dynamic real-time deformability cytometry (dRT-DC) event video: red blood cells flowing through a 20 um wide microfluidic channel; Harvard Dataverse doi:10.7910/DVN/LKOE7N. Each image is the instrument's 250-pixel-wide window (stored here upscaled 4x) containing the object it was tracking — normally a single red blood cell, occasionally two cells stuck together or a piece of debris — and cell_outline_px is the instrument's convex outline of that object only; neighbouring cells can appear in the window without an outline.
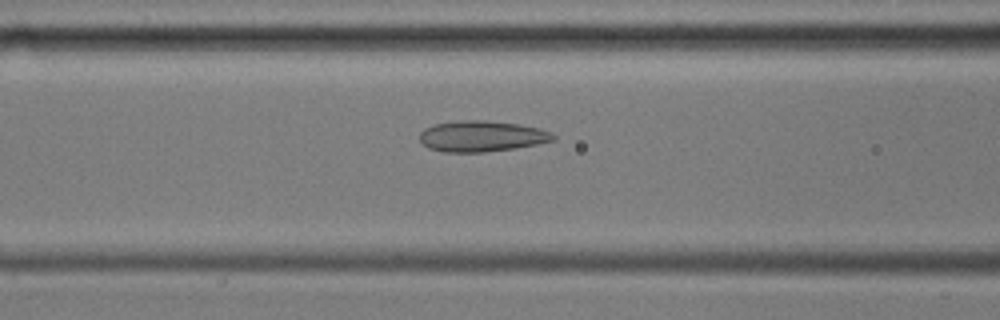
{"species": "common noctule bat (a hibernating species)", "species_latin": "Nyctalus noctula", "temperature_condition": "cold", "stored_images_in_passage": 45, "camera_frame_rate_fps": 3000, "um_per_image_px": 0.085, "animal": {"sex": "male", "body_mass_g": 17.9, "forearm_length_mm": 54.2}, "frame": {"image": 1, "passage_image": 11, "time_ms": 3.333, "image_size_px": [1000, 320], "cell_outline_px": [[556, 140], [516, 148], [484, 152], [444, 152], [428, 148], [420, 144], [420, 132], [424, 128], [432, 124], [460, 120], [484, 120], [516, 124], [540, 128], [552, 132], [556, 136]], "centroid_in_image_um": [40.92, 11.58], "position_along_channel_um": 125.7, "area_um2": 24.28}}
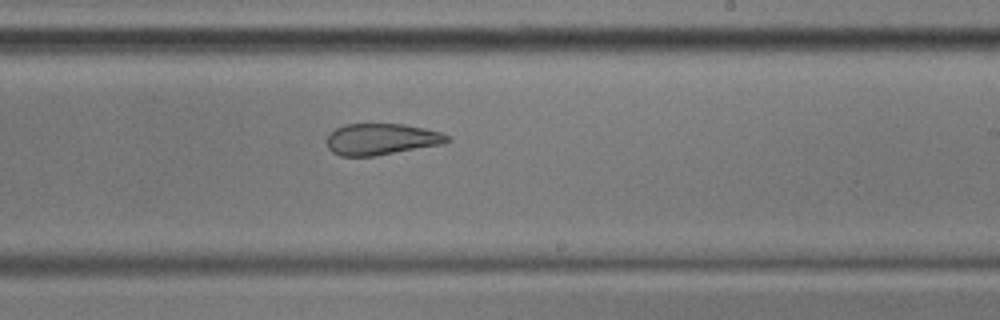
{"frame": {"image": 2, "passage_image": 22, "time_ms": 7.0, "image_size_px": [1000, 320], "cell_outline_px": [[452, 140], [444, 144], [376, 156], [340, 156], [332, 152], [328, 148], [324, 140], [336, 128], [344, 124], [404, 124], [424, 128], [440, 132], [448, 136]], "centroid_in_image_um": [32.41, 11.84], "position_along_channel_um": 256.6, "area_um2": 22.25}}
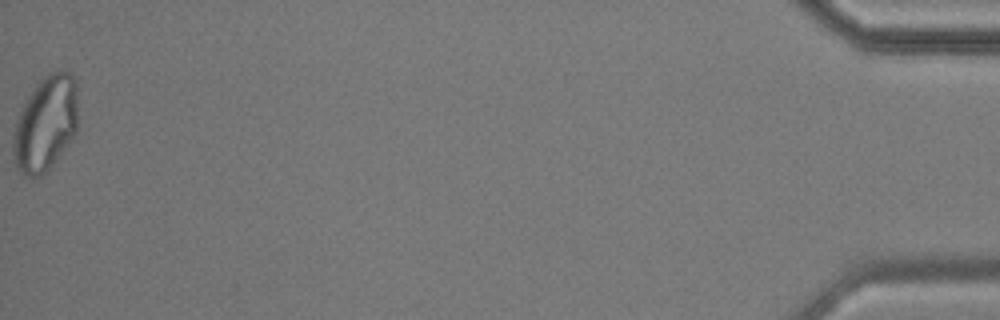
{"frame": {"image": 3, "passage_image": 45, "time_ms": 14.667, "image_size_px": [1000, 320], "cell_outline_px": [[76, 132], [52, 164], [40, 176], [24, 176], [16, 168], [12, 160], [12, 136], [16, 120], [28, 96], [36, 84], [48, 72], [56, 68], [60, 68], [68, 72], [76, 80]], "centroid_in_image_um": [3.83, 10.48], "position_along_channel_um": 431.4, "area_um2": 35.95}, "authors_computed_cell_mechanics": {"area_um2": 26.1834, "velocity_mm_per_s": 3.5775, "shape_relaxation_time_tau1_ms": null, "shape_relaxation_time_tau2_ms": 2.5948, "deformation_change_tau1": null, "deformation_change_tau2": 0.0736}}